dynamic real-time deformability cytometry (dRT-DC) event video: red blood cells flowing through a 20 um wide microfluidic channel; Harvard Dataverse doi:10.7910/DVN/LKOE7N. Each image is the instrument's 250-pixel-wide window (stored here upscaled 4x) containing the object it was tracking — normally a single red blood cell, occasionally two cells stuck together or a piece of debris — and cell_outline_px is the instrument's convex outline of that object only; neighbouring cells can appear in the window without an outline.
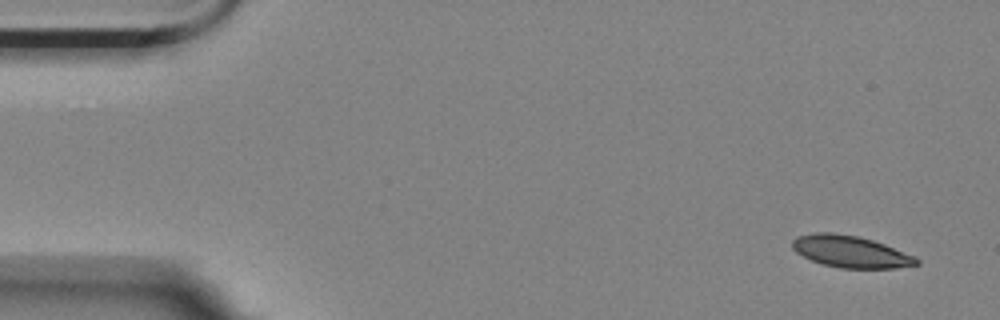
{"species": "Egyptian fruit bat (a non-hibernating species)", "species_latin": "Rousettus aegyptiacus", "temperature_condition": "room temperature", "stored_images_in_passage": 6, "camera_frame_rate_fps": 3000, "um_per_image_px": 0.085, "animal": {"sex": "female"}, "frame": {"image": 1, "passage_image": 1, "time_ms": 0.0, "image_size_px": [1000, 320], "cell_outline_px": [[920, 264], [896, 268], [840, 268], [824, 264], [812, 260], [796, 252], [792, 248], [792, 240], [796, 236], [816, 232], [832, 232], [856, 236], [872, 240], [884, 244], [916, 256], [920, 260]], "centroid_in_image_um": [72.31, 21.38], "position_along_channel_um": 12.7, "area_um2": 23.0}}
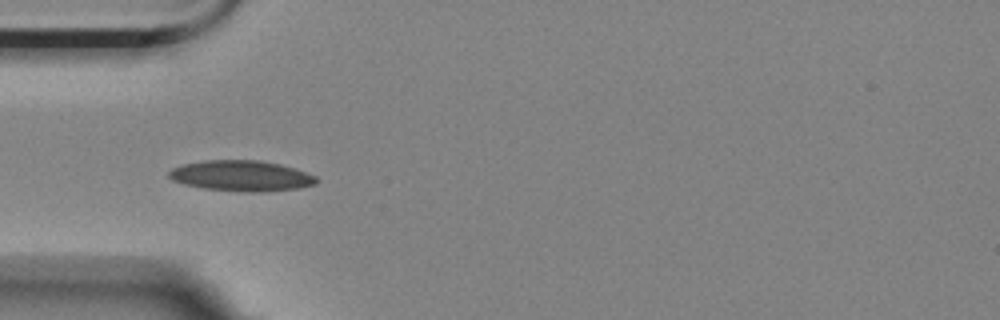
{"frame": {"image": 2, "passage_image": 5, "time_ms": 1.333, "image_size_px": [1000, 320], "cell_outline_px": [[316, 184], [300, 188], [264, 192], [244, 192], [204, 188], [184, 184], [172, 180], [168, 176], [168, 172], [172, 168], [184, 164], [204, 160], [260, 160], [280, 164], [296, 168], [316, 176]], "centroid_in_image_um": [20.53, 14.94], "position_along_channel_um": 64.5, "area_um2": 26.47}}
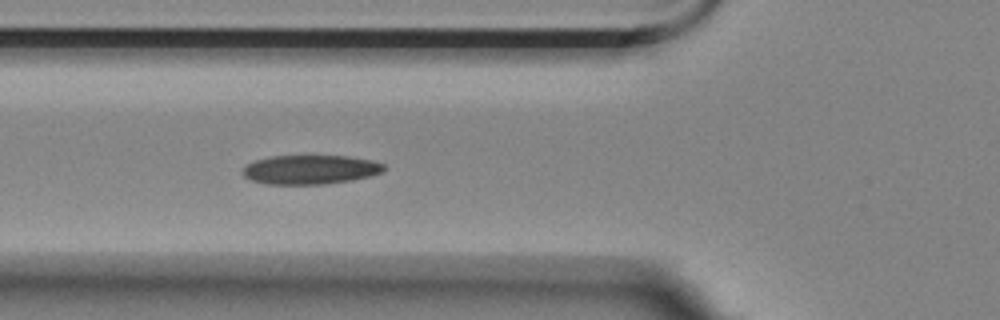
{"frame": {"image": 3, "passage_image": 6, "time_ms": 1.667, "image_size_px": [1000, 320], "cell_outline_px": [[384, 168], [380, 172], [368, 176], [352, 180], [324, 184], [264, 184], [252, 180], [244, 176], [240, 172], [248, 164], [256, 160], [272, 156], [348, 156], [372, 160], [384, 164]], "centroid_in_image_um": [26.35, 14.42], "position_along_channel_um": 99.5, "area_um2": 23.81}}